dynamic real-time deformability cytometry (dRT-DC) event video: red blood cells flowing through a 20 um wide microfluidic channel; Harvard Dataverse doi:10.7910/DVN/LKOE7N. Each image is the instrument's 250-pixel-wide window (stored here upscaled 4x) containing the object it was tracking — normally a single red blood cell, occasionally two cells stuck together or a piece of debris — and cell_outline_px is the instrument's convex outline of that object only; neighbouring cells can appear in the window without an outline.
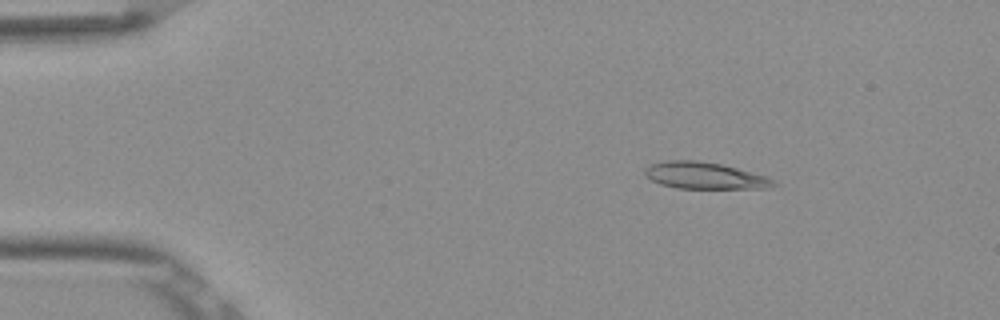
{"species": "Egyptian fruit bat (a non-hibernating species)", "species_latin": "Rousettus aegyptiacus", "temperature_condition": "room temperature", "stored_images_in_passage": 50, "camera_frame_rate_fps": 3000, "um_per_image_px": 0.085, "frame": {"image": 1, "passage_image": 6, "time_ms": 1.667, "image_size_px": [1000, 320], "cell_outline_px": [[780, 184], [772, 188], [676, 188], [660, 184], [652, 180], [644, 172], [644, 168], [652, 164], [668, 160], [696, 160], [720, 164], [768, 176]], "centroid_in_image_um": [59.95, 14.93], "position_along_channel_um": 25.0, "area_um2": 20.0}}
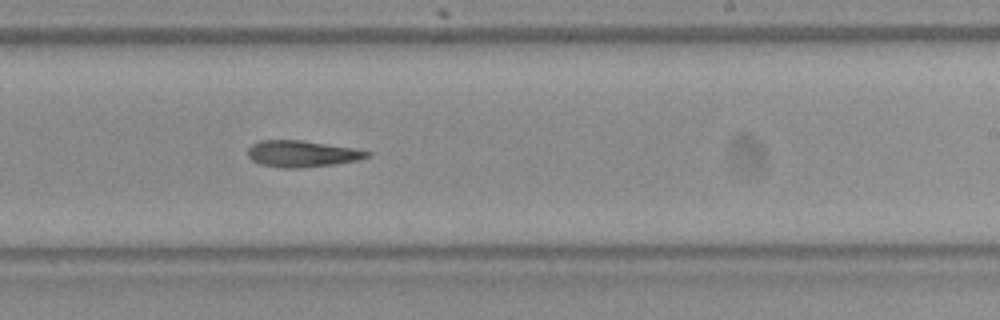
{"frame": {"image": 2, "passage_image": 30, "time_ms": 9.667, "image_size_px": [1000, 320], "cell_outline_px": [[372, 152], [368, 156], [356, 160], [332, 164], [300, 168], [284, 168], [260, 164], [252, 160], [248, 156], [248, 148], [252, 144], [260, 140], [300, 140], [352, 148]], "centroid_in_image_um": [25.61, 13.07], "position_along_channel_um": 263.4, "area_um2": 18.09}}
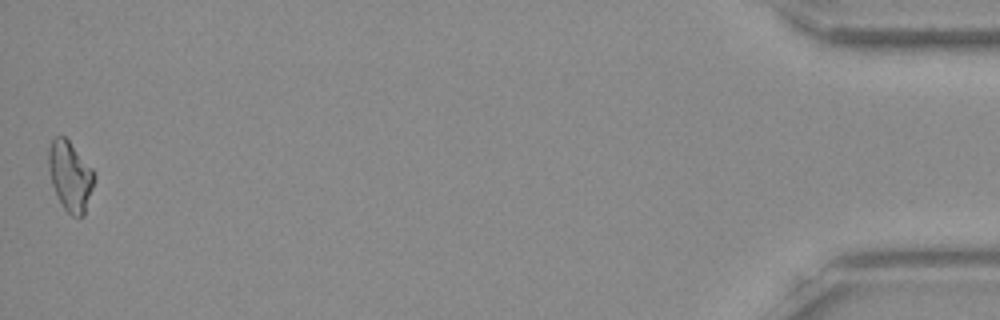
{"frame": {"image": 3, "passage_image": 50, "time_ms": 16.333, "image_size_px": [1000, 320], "cell_outline_px": [[96, 180], [84, 216], [72, 216], [64, 208], [52, 184], [48, 168], [48, 148], [52, 140], [56, 136], [64, 136], [68, 140], [96, 172]], "centroid_in_image_um": [6.0, 14.96], "position_along_channel_um": 429.2, "area_um2": 18.67}}